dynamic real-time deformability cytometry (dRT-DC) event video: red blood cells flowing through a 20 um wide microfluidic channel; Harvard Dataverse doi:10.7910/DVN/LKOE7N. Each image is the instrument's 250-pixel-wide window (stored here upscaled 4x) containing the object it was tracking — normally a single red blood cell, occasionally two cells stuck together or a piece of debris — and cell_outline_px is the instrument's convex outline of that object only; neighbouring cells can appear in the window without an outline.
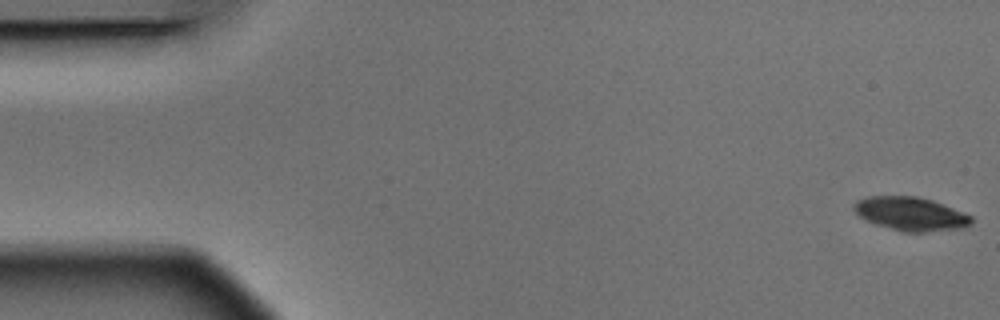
{"species": "Egyptian fruit bat (a non-hibernating species)", "species_latin": "Rousettus aegyptiacus", "temperature_condition": "warm", "stored_images_in_passage": 6, "camera_frame_rate_fps": 3000, "um_per_image_px": 0.085, "animal": {"sex": "male"}, "frame": {"image": 1, "passage_image": 1, "time_ms": 0.0, "image_size_px": [1000, 320], "cell_outline_px": [[972, 224], [960, 228], [924, 232], [908, 232], [876, 224], [860, 216], [852, 208], [852, 204], [856, 200], [868, 196], [916, 196], [932, 200], [964, 212], [972, 216]], "centroid_in_image_um": [77.41, 18.16], "position_along_channel_um": 7.6, "area_um2": 22.77}}